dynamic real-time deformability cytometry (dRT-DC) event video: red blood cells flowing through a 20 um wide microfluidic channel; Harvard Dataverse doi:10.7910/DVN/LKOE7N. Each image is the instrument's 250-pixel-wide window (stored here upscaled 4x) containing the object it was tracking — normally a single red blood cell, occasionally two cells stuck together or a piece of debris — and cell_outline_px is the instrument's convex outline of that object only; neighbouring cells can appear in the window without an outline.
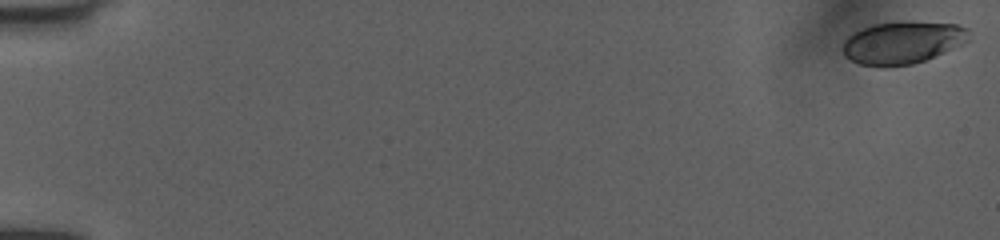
{"species": "human", "species_latin": "Homo sapiens", "temperature_condition": "room temperature", "stored_images_in_passage": 52, "camera_frame_rate_fps": 3000, "um_per_image_px": 0.085, "donor": {"sex": "female"}, "frame": {"image": 1, "passage_image": 1, "time_ms": 0.0, "image_size_px": [1000, 240], "cell_outline_px": [[968, 40], [944, 52], [924, 60], [912, 64], [860, 64], [844, 56], [840, 48], [844, 40], [852, 32], [872, 24], [904, 20], [912, 20], [956, 24], [968, 28]], "centroid_in_image_um": [76.68, 3.56], "position_along_channel_um": 8.3, "area_um2": 31.04}}
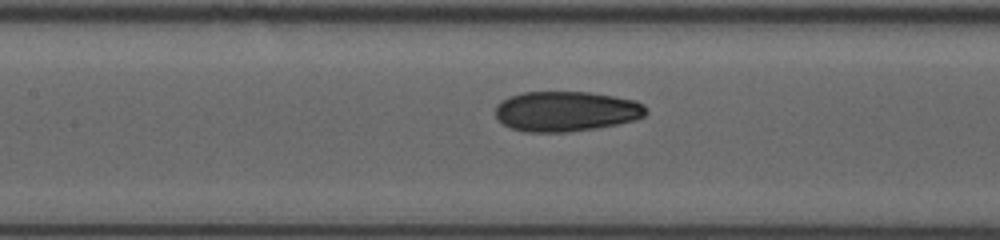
{"frame": {"image": 2, "passage_image": 26, "time_ms": 8.333, "image_size_px": [1000, 240], "cell_outline_px": [[648, 112], [644, 116], [632, 120], [616, 124], [596, 128], [568, 132], [524, 132], [512, 128], [496, 120], [496, 104], [500, 100], [508, 96], [524, 92], [588, 92], [636, 100], [644, 104]], "centroid_in_image_um": [48.08, 9.46], "position_along_channel_um": 159.3, "area_um2": 35.37}}
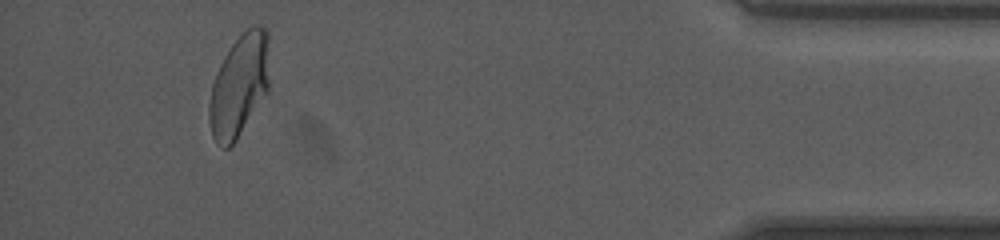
{"frame": {"image": 3, "passage_image": 49, "time_ms": 16.0, "image_size_px": [1000, 240], "cell_outline_px": [[268, 92], [236, 140], [228, 148], [224, 148], [212, 136], [208, 120], [208, 104], [212, 84], [216, 72], [224, 56], [232, 44], [252, 24], [260, 24], [268, 28]], "centroid_in_image_um": [20.33, 7.25], "position_along_channel_um": 414.9, "area_um2": 36.07}, "authors_computed_cell_mechanics": {"area_um2": 34.969, "velocity_mm_per_s": 4.0433, "shape_relaxation_time_tau1_ms": 7.8707, "shape_relaxation_time_tau2_ms": 1.1485, "deformation_change_tau1": 0.2054, "deformation_change_tau2": 0.0565}}